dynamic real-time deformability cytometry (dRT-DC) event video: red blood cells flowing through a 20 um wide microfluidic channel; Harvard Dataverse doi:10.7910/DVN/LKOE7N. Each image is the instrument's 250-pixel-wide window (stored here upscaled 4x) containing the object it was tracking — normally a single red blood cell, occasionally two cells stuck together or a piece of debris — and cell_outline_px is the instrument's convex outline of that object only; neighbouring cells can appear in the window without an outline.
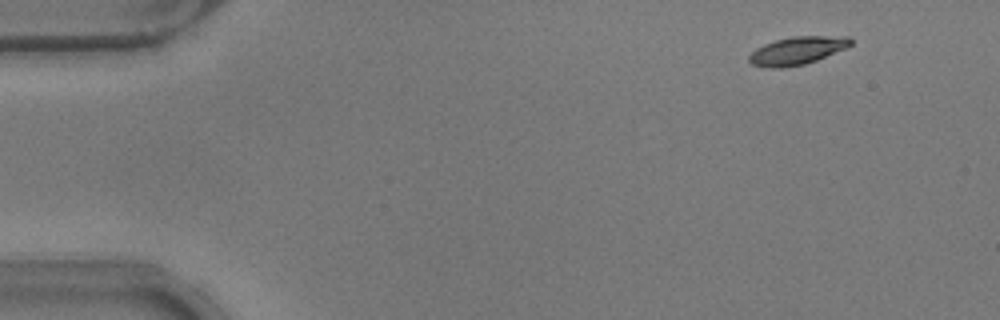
{"species": "common noctule bat (a hibernating species)", "species_latin": "Nyctalus noctula", "temperature_condition": "warm", "stored_images_in_passage": 48, "camera_frame_rate_fps": 3000, "um_per_image_px": 0.085, "animal": {"sex": "male", "body_mass_g": 17.9}, "frame": {"image": 1, "passage_image": 1, "time_ms": 0.0, "image_size_px": [1000, 320], "cell_outline_px": [[852, 44], [844, 48], [816, 60], [804, 64], [780, 68], [764, 68], [752, 64], [748, 60], [748, 56], [756, 48], [764, 44], [776, 40], [792, 36], [852, 36]], "centroid_in_image_um": [67.73, 4.3], "position_along_channel_um": 17.3, "area_um2": 16.47}}
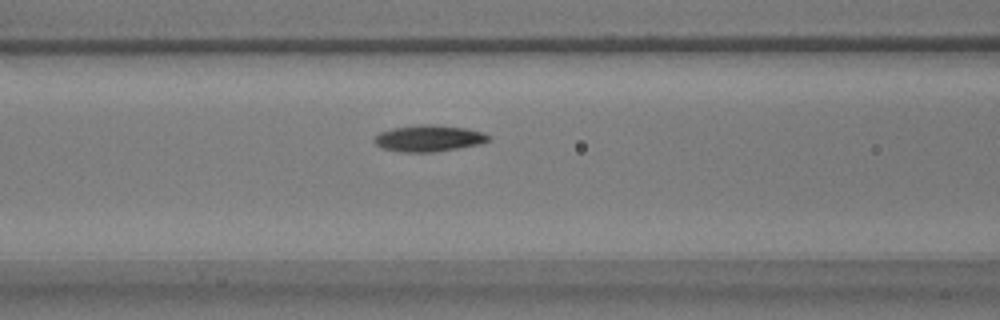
{"frame": {"image": 2, "passage_image": 18, "time_ms": 5.667, "image_size_px": [1000, 320], "cell_outline_px": [[492, 140], [480, 144], [436, 152], [396, 152], [380, 148], [372, 140], [380, 132], [392, 128], [420, 124], [432, 124], [468, 128], [484, 132], [492, 136]], "centroid_in_image_um": [36.47, 11.76], "position_along_channel_um": 130.1, "area_um2": 18.03}}
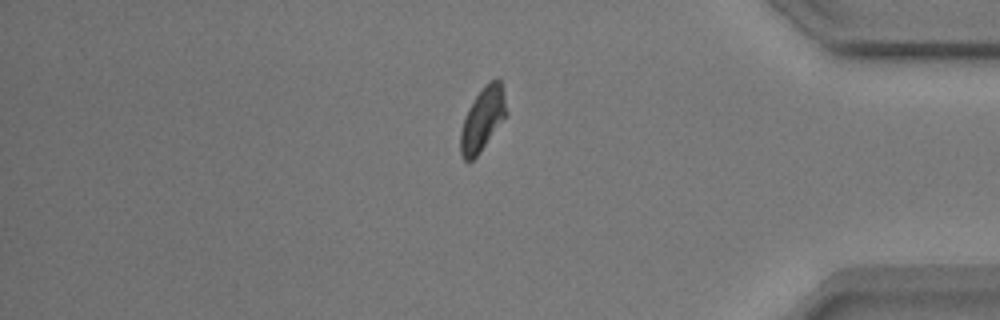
{"frame": {"image": 3, "passage_image": 41, "time_ms": 13.333, "image_size_px": [1000, 320], "cell_outline_px": [[508, 112], [480, 152], [472, 160], [464, 160], [460, 152], [460, 132], [464, 116], [468, 108], [484, 84], [496, 76], [500, 80], [504, 92]], "centroid_in_image_um": [41.02, 10.08], "position_along_channel_um": 394.2, "area_um2": 16.94}}